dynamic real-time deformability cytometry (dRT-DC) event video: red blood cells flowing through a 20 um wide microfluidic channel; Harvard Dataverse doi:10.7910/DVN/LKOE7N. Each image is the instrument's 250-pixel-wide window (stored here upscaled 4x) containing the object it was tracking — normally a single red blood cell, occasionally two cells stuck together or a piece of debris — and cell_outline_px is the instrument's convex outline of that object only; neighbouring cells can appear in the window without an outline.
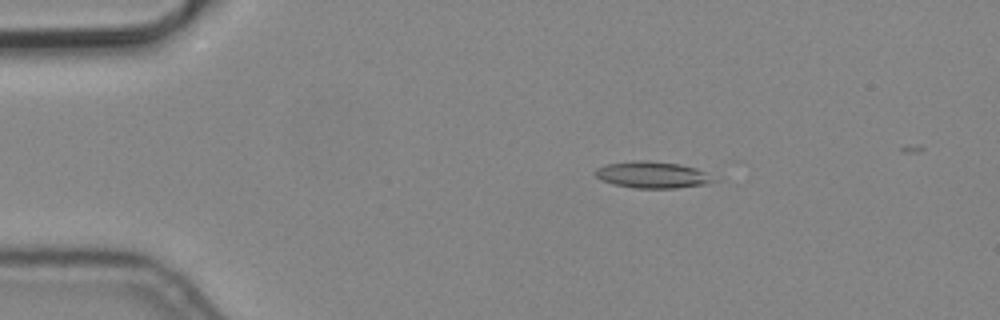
{"species": "common noctule bat (a hibernating species)", "species_latin": "Nyctalus noctula", "temperature_condition": "cold", "stored_images_in_passage": 6, "camera_frame_rate_fps": 3000, "um_per_image_px": 0.085, "animal": {"sex": "male", "body_mass_g": 19.2, "forearm_length_mm": 51.8}, "frame": {"image": 1, "passage_image": 3, "time_ms": 0.667, "image_size_px": [1000, 320], "cell_outline_px": [[720, 180], [704, 184], [676, 188], [636, 188], [612, 184], [596, 176], [592, 172], [596, 168], [604, 164], [632, 160], [648, 160], [680, 164], [696, 168]], "centroid_in_image_um": [55.43, 14.85], "position_along_channel_um": 29.6, "area_um2": 18.5}}
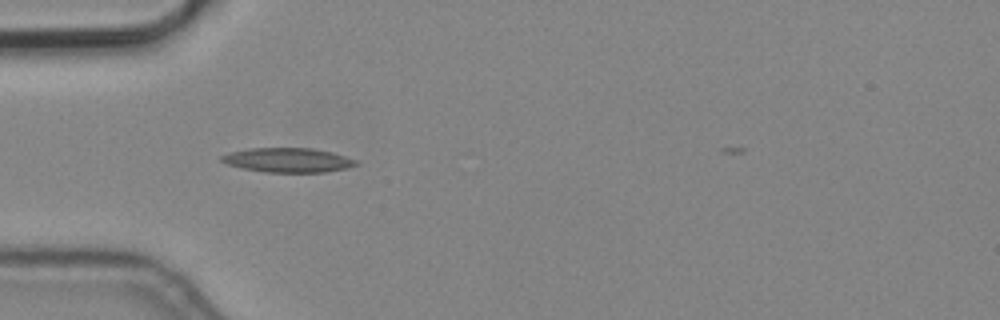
{"frame": {"image": 2, "passage_image": 5, "time_ms": 1.333, "image_size_px": [1000, 320], "cell_outline_px": [[360, 164], [348, 168], [328, 172], [264, 172], [244, 168], [228, 164], [220, 160], [220, 156], [228, 152], [248, 148], [312, 148], [332, 152], [356, 160]], "centroid_in_image_um": [24.49, 13.6], "position_along_channel_um": 60.5, "area_um2": 19.19}}
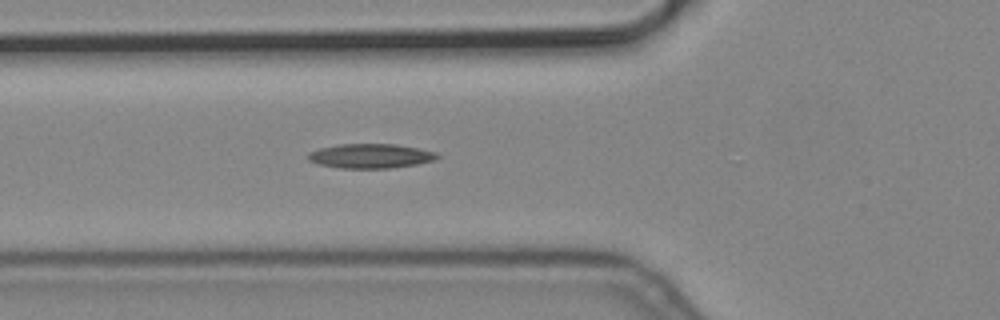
{"frame": {"image": 3, "passage_image": 6, "time_ms": 1.667, "image_size_px": [1000, 320], "cell_outline_px": [[440, 156], [436, 160], [416, 164], [388, 168], [340, 168], [316, 164], [308, 160], [308, 152], [320, 148], [336, 144], [396, 144], [436, 152]], "centroid_in_image_um": [31.46, 13.26], "position_along_channel_um": 94.3, "area_um2": 18.44}}